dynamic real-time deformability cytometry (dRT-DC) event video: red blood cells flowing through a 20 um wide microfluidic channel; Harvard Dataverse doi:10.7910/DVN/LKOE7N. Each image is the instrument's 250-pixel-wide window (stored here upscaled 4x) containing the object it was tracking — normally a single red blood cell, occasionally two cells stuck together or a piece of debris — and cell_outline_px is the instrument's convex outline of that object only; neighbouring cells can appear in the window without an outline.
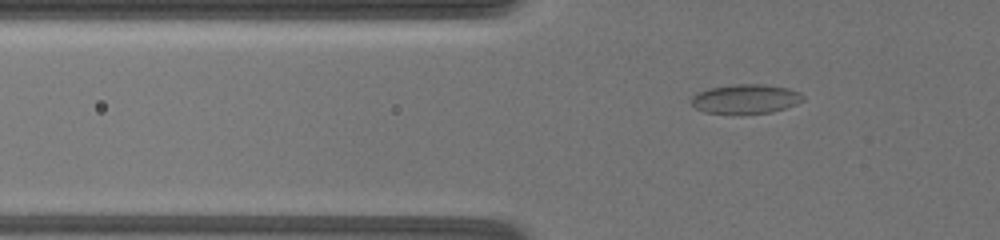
{"species": "common noctule bat (a hibernating species)", "species_latin": "Nyctalus noctula", "temperature_condition": "warm", "stored_images_in_passage": 43, "camera_frame_rate_fps": 3000, "um_per_image_px": 0.085, "animal": {"sex": "female", "body_mass_g": 19.5, "forearm_length_mm": 54.1}, "frame": {"image": 1, "passage_image": 2, "time_ms": 0.333, "image_size_px": [1000, 240], "cell_outline_px": [[804, 100], [796, 104], [772, 112], [704, 112], [696, 108], [692, 104], [692, 96], [708, 88], [736, 84], [760, 84], [788, 88], [800, 92], [804, 96]], "centroid_in_image_um": [63.41, 8.38], "position_along_channel_um": 62.4, "area_um2": 18.55}}
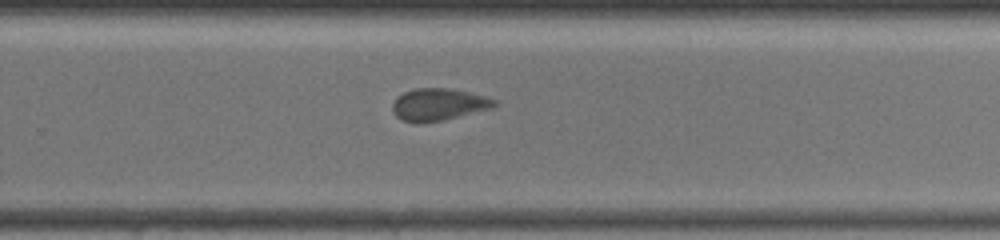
{"frame": {"image": 2, "passage_image": 20, "time_ms": 7.333, "image_size_px": [1000, 240], "cell_outline_px": [[500, 104], [492, 108], [444, 120], [400, 120], [392, 112], [392, 104], [396, 96], [404, 92], [416, 88], [448, 88], [468, 92], [484, 96], [496, 100]], "centroid_in_image_um": [37.29, 8.85], "position_along_channel_um": 292.5, "area_um2": 18.73}}
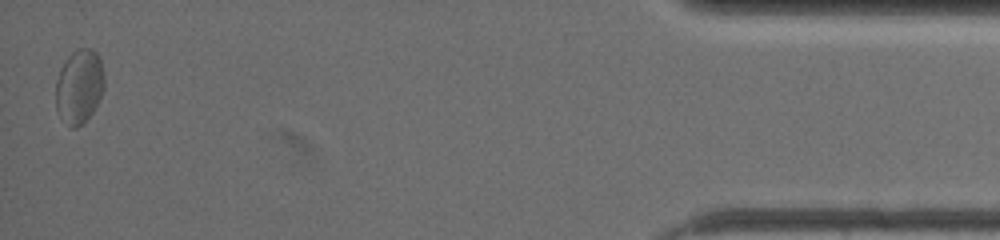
{"frame": {"image": 3, "passage_image": 43, "time_ms": 13.333, "image_size_px": [1000, 240], "cell_outline_px": [[104, 88], [92, 112], [76, 128], [72, 128], [60, 116], [56, 108], [56, 80], [60, 68], [68, 56], [72, 52], [80, 48], [88, 48], [96, 52], [100, 56], [104, 72]], "centroid_in_image_um": [6.73, 7.3], "position_along_channel_um": 428.5, "area_um2": 20.81}, "authors_computed_cell_mechanics": {"area_um2": 19.1318, "velocity_mm_per_s": 3.4726, "shape_relaxation_time_tau1_ms": null, "shape_relaxation_time_tau2_ms": 1.5578, "deformation_change_tau1": null, "deformation_change_tau2": 0.0664}}